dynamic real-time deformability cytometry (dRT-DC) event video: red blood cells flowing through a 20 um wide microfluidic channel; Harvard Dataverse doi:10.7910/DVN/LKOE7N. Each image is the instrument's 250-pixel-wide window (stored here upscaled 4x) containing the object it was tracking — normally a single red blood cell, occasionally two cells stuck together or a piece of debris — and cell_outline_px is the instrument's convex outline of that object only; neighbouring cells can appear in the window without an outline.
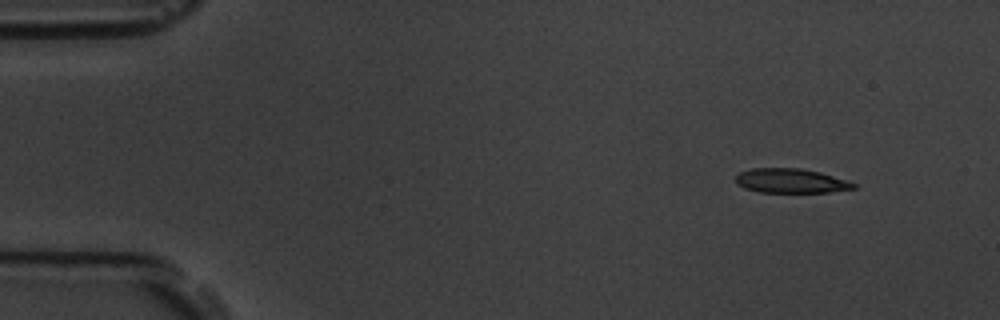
{"species": "common noctule bat (a hibernating species)", "species_latin": "Nyctalus noctula", "temperature_condition": "room temperature", "stored_images_in_passage": 14, "camera_frame_rate_fps": 3000, "um_per_image_px": 0.085, "animal": {"sex": "male", "body_mass_g": 19.5, "forearm_length_mm": 54.6}, "frame": {"image": 1, "passage_image": 1, "time_ms": 0.0, "image_size_px": [1000, 320], "cell_outline_px": [[856, 188], [828, 192], [760, 192], [744, 188], [736, 184], [736, 176], [740, 172], [752, 168], [800, 168], [820, 172], [856, 184]], "centroid_in_image_um": [67.18, 15.37], "position_along_channel_um": 17.8, "area_um2": 16.59}}
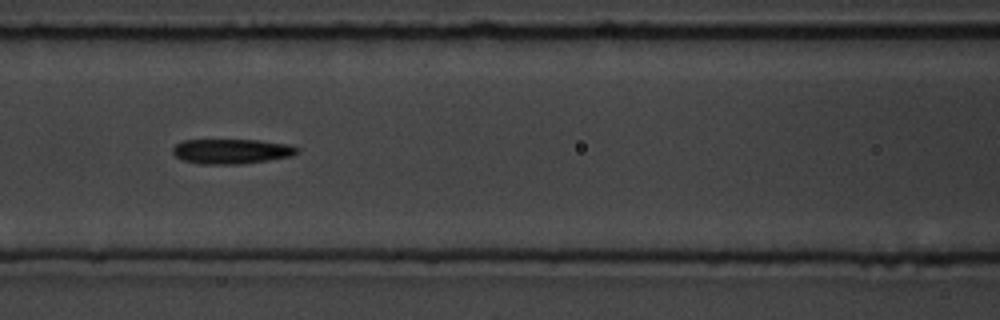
{"frame": {"image": 2, "passage_image": 6, "time_ms": 6.333, "image_size_px": [1000, 320], "cell_outline_px": [[300, 152], [292, 156], [268, 160], [240, 164], [200, 164], [184, 160], [176, 156], [172, 152], [172, 148], [176, 144], [184, 140], [260, 140], [288, 144], [300, 148]], "centroid_in_image_um": [19.72, 12.86], "position_along_channel_um": 146.9, "area_um2": 18.09}}
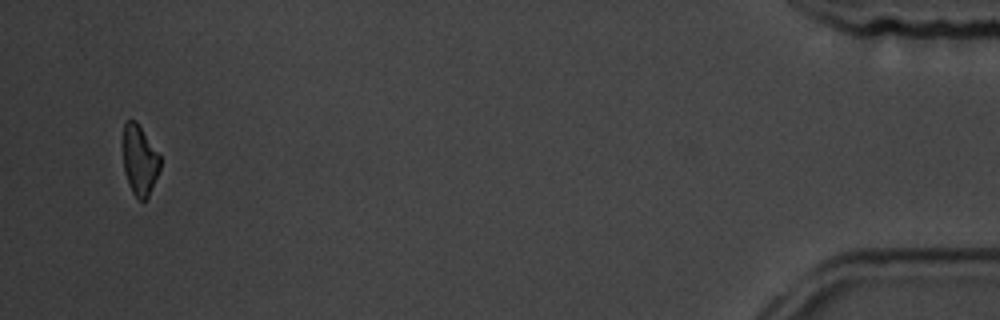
{"frame": {"image": 3, "passage_image": 14, "time_ms": 16.333, "image_size_px": [1000, 320], "cell_outline_px": [[160, 168], [148, 196], [144, 200], [140, 200], [132, 192], [128, 184], [124, 172], [124, 124], [128, 120], [136, 120], [160, 156]], "centroid_in_image_um": [11.87, 13.62], "position_along_channel_um": 423.3, "area_um2": 14.8}, "authors_computed_cell_mechanics": {"area_um2": 17.629, "velocity_mm_per_s": 3.6114, "shape_relaxation_time_tau1_ms": 8.8819, "shape_relaxation_time_tau2_ms": null, "deformation_change_tau1": 0.1831, "deformation_change_tau2": null}}